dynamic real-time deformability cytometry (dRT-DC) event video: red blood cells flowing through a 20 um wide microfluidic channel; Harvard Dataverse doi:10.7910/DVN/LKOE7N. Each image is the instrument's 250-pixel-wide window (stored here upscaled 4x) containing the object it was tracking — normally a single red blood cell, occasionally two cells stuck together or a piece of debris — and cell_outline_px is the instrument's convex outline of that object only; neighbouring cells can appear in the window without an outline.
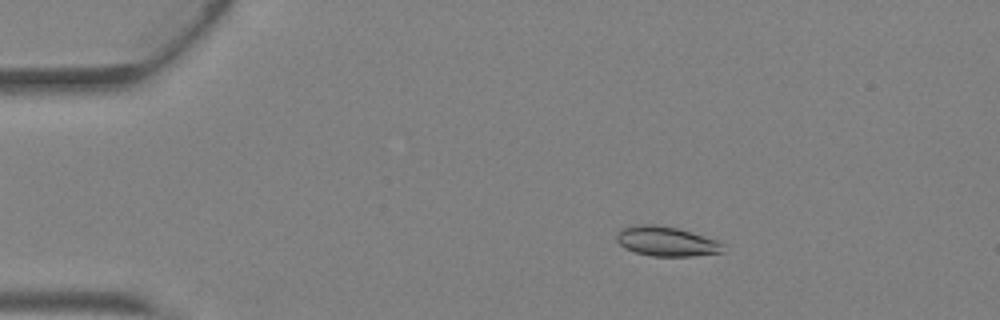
{"species": "Egyptian fruit bat (a non-hibernating species)", "species_latin": "Rousettus aegyptiacus", "temperature_condition": "warm", "stored_images_in_passage": 36, "camera_frame_rate_fps": 3000, "um_per_image_px": 0.085, "animal": {"sex": "female"}, "frame": {"image": 1, "passage_image": 1, "time_ms": 0.0, "image_size_px": [1000, 320], "cell_outline_px": [[720, 252], [692, 256], [652, 256], [636, 252], [624, 248], [616, 240], [616, 232], [620, 228], [636, 224], [656, 224], [680, 228], [720, 240]], "centroid_in_image_um": [56.58, 20.48], "position_along_channel_um": 28.4, "area_um2": 18.55}}
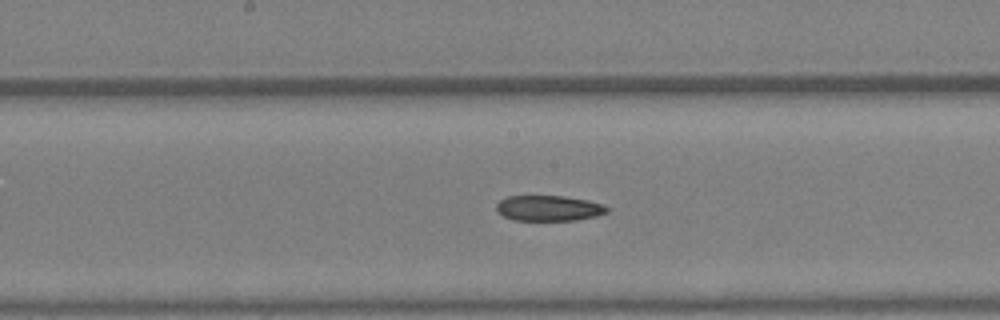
{"frame": {"image": 2, "passage_image": 16, "time_ms": 5.0, "image_size_px": [1000, 320], "cell_outline_px": [[608, 212], [596, 216], [576, 220], [512, 220], [504, 216], [496, 208], [496, 204], [500, 200], [508, 196], [564, 196], [588, 200], [604, 204], [608, 208]], "centroid_in_image_um": [46.67, 17.69], "position_along_channel_um": 201.5, "area_um2": 16.42}}
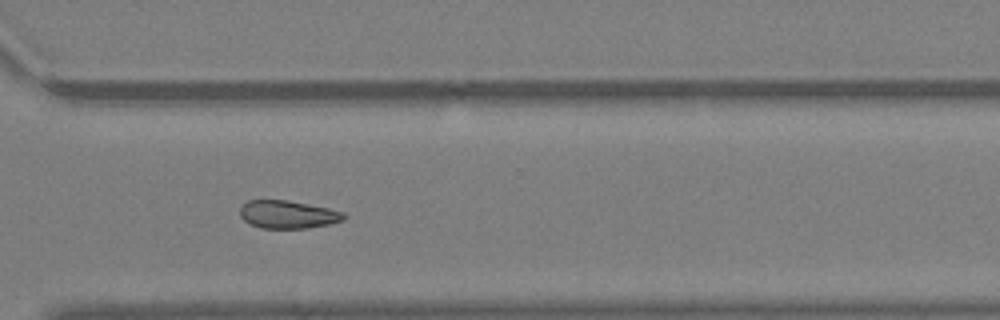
{"frame": {"image": 3, "passage_image": 25, "time_ms": 8.0, "image_size_px": [1000, 320], "cell_outline_px": [[348, 216], [344, 220], [328, 224], [308, 228], [260, 228], [248, 224], [240, 216], [240, 208], [248, 200], [288, 200], [328, 208], [344, 212]], "centroid_in_image_um": [24.47, 18.23], "position_along_channel_um": 346.1, "area_um2": 16.99}}